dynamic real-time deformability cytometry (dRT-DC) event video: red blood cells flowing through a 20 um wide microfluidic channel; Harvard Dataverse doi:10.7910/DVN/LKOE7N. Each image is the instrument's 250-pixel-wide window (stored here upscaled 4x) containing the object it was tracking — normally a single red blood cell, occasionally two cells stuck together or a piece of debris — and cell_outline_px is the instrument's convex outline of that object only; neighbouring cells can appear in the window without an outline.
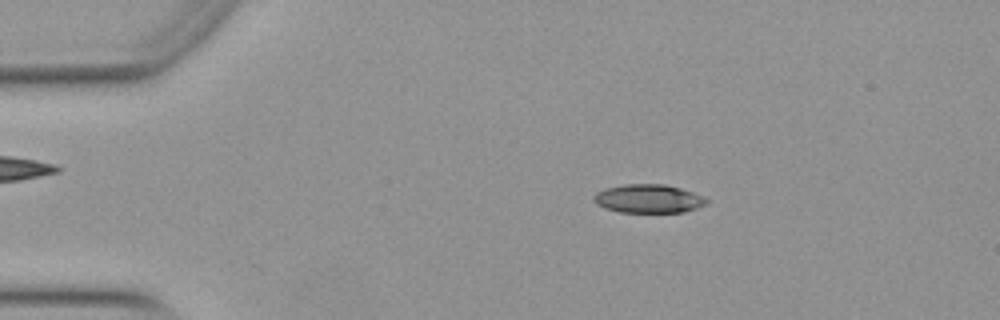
{"species": "Egyptian fruit bat (a non-hibernating species)", "species_latin": "Rousettus aegyptiacus", "temperature_condition": "warm", "stored_images_in_passage": 50, "camera_frame_rate_fps": 3000, "um_per_image_px": 0.085, "animal": {"sex": "female"}, "frame": {"image": 1, "passage_image": 8, "time_ms": 2.333, "image_size_px": [1000, 320], "cell_outline_px": [[708, 204], [684, 212], [620, 212], [604, 208], [596, 204], [592, 200], [592, 196], [596, 192], [604, 188], [624, 184], [664, 184], [680, 188], [704, 196], [708, 200]], "centroid_in_image_um": [55.09, 16.88], "position_along_channel_um": 29.9, "area_um2": 18.96}}
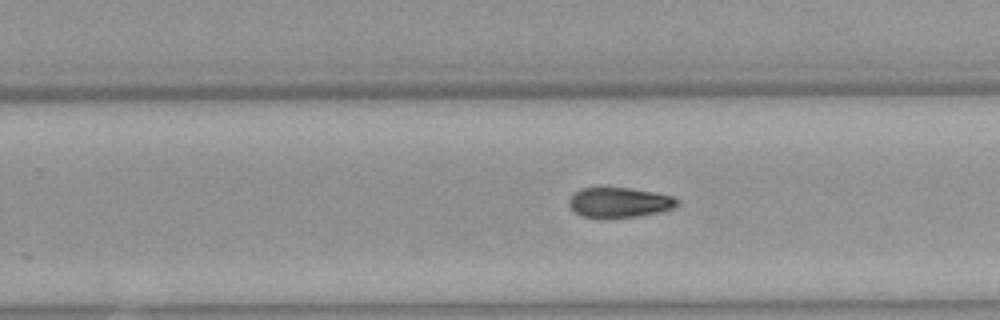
{"frame": {"image": 2, "passage_image": 31, "time_ms": 10.0, "image_size_px": [1000, 320], "cell_outline_px": [[680, 204], [676, 208], [660, 212], [636, 216], [580, 216], [568, 204], [568, 196], [572, 192], [580, 188], [632, 188], [656, 192], [672, 196], [680, 200]], "centroid_in_image_um": [52.67, 17.17], "position_along_channel_um": 277.1, "area_um2": 18.9}}
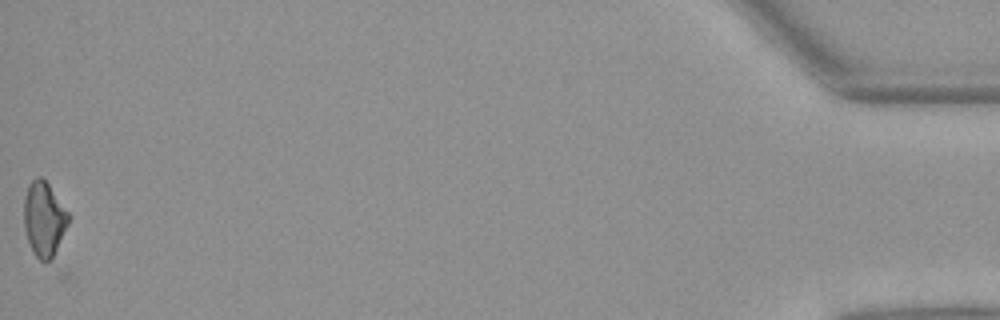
{"frame": {"image": 3, "passage_image": 50, "time_ms": 16.333, "image_size_px": [1000, 320], "cell_outline_px": [[68, 224], [52, 260], [40, 260], [36, 256], [28, 240], [24, 228], [24, 200], [28, 184], [36, 176], [40, 176], [48, 184], [68, 212]], "centroid_in_image_um": [3.73, 18.6], "position_along_channel_um": 431.5, "area_um2": 19.02}}